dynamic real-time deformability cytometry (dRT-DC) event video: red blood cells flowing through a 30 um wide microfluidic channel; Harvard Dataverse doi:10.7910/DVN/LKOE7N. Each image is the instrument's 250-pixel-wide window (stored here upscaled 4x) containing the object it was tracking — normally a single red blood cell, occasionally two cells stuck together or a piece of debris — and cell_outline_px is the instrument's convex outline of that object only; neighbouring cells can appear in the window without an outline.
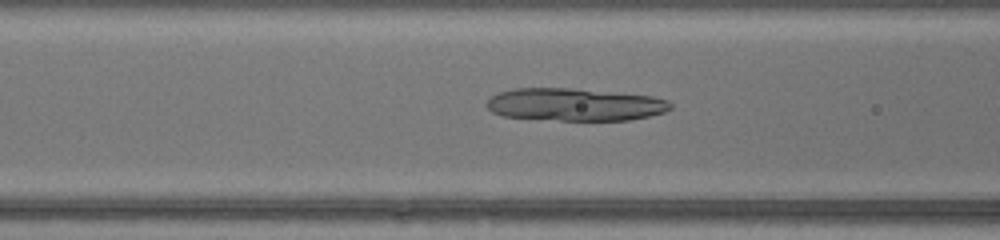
{"species": "common noctule bat (a hibernating species)", "species_latin": "Nyctalus noctula", "temperature_condition": "warm", "stored_images_in_passage": 48, "camera_frame_rate_fps": 3000, "um_per_image_px": 0.085, "animal": {"sex": "female", "body_mass_g": 17.0, "forearm_length_mm": 48.0}, "frame": {"image": 1, "passage_image": 21, "time_ms": 6.667, "image_size_px": [1000, 240], "cell_outline_px": [[672, 108], [664, 112], [648, 116], [628, 120], [560, 120], [504, 116], [492, 112], [488, 108], [488, 100], [492, 96], [500, 92], [516, 88], [568, 88], [652, 96], [668, 100], [672, 104]], "centroid_in_image_um": [48.88, 8.89], "position_along_channel_um": 117.7, "area_um2": 34.51}}
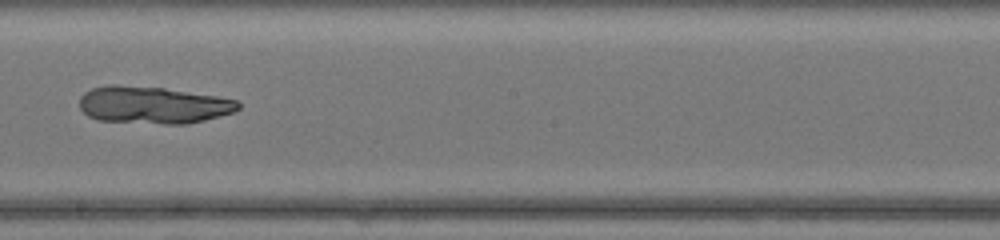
{"frame": {"image": 2, "passage_image": 29, "time_ms": 9.333, "image_size_px": [1000, 240], "cell_outline_px": [[240, 108], [236, 112], [188, 124], [164, 124], [96, 120], [88, 116], [80, 108], [80, 96], [84, 92], [92, 88], [164, 88], [216, 96], [236, 100], [240, 104]], "centroid_in_image_um": [13.08, 8.98], "position_along_channel_um": 235.1, "area_um2": 33.47}}
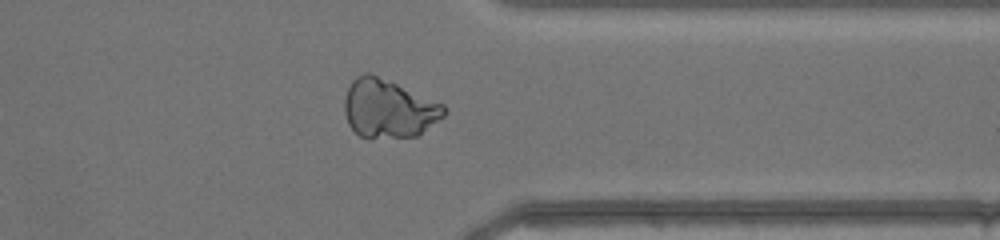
{"frame": {"image": 3, "passage_image": 39, "time_ms": 12.667, "image_size_px": [1000, 240], "cell_outline_px": [[448, 112], [444, 116], [416, 136], [368, 140], [360, 136], [348, 124], [344, 112], [344, 100], [348, 88], [352, 80], [356, 76], [364, 72], [368, 72], [444, 104], [448, 108]], "centroid_in_image_um": [33.01, 9.26], "position_along_channel_um": 378.4, "area_um2": 34.16}}